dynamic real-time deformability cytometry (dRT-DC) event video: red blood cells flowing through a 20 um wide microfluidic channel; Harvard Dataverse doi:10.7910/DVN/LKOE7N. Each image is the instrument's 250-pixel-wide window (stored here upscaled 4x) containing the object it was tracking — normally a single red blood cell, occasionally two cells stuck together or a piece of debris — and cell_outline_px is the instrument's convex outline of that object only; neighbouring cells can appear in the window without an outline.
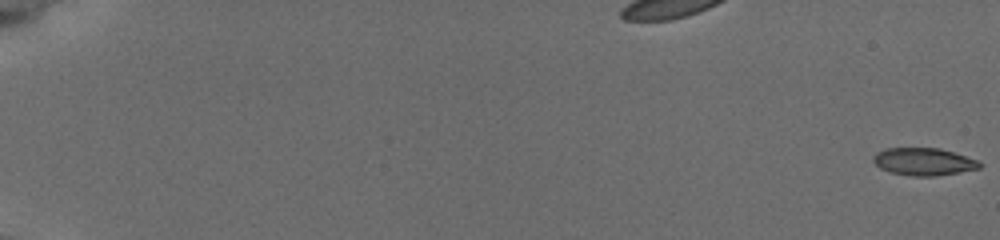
{"species": "common noctule bat (a hibernating species)", "species_latin": "Nyctalus noctula", "temperature_condition": "cold", "stored_images_in_passage": 79, "segment_of_instrument_passage": [1, 2], "camera_frame_rate_fps": 3000, "um_per_image_px": 0.085, "animal": {"sex": "female", "body_mass_g": 19.5, "forearm_length_mm": 54.1}, "frame": {"image": 1, "passage_image": 1, "time_ms": 0.0, "image_size_px": [1000, 240], "cell_outline_px": [[984, 164], [980, 168], [960, 172], [936, 176], [912, 176], [892, 172], [880, 168], [872, 160], [872, 156], [876, 152], [884, 148], [940, 148], [976, 160]], "centroid_in_image_um": [78.49, 13.74], "position_along_channel_um": 6.5, "area_um2": 16.99}}
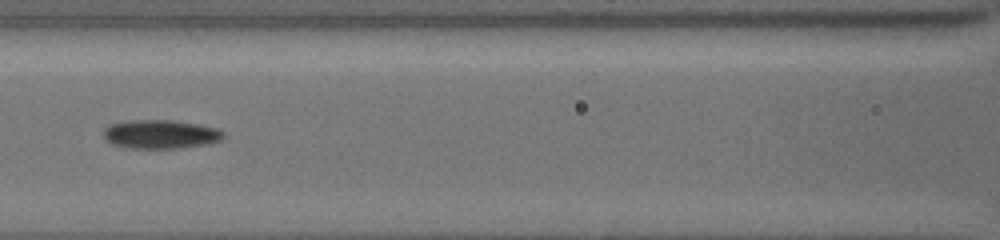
{"frame": {"image": 2, "passage_image": 47, "time_ms": 9.333, "image_size_px": [1000, 240], "cell_outline_px": [[224, 136], [220, 140], [212, 144], [180, 148], [128, 148], [112, 144], [104, 140], [104, 128], [108, 124], [128, 120], [176, 120], [200, 124], [220, 128], [224, 132]], "centroid_in_image_um": [13.67, 11.4], "position_along_channel_um": 152.9, "area_um2": 20.63}}
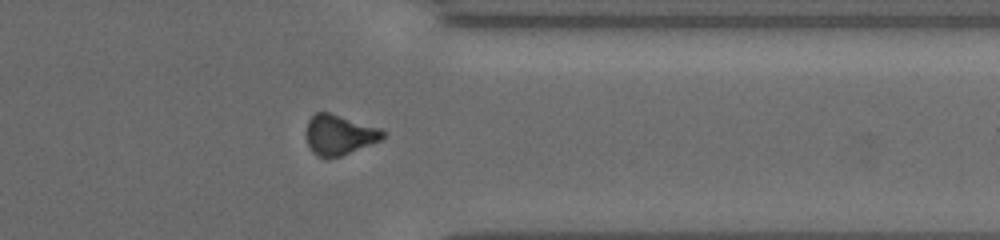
{"frame": {"image": 3, "passage_image": 65, "time_ms": 15.333, "image_size_px": [1000, 240], "cell_outline_px": [[388, 136], [380, 140], [340, 156], [316, 156], [312, 152], [304, 136], [304, 132], [308, 120], [316, 112], [328, 112], [380, 128]], "centroid_in_image_um": [28.8, 11.44], "position_along_channel_um": 382.6, "area_um2": 17.8}}